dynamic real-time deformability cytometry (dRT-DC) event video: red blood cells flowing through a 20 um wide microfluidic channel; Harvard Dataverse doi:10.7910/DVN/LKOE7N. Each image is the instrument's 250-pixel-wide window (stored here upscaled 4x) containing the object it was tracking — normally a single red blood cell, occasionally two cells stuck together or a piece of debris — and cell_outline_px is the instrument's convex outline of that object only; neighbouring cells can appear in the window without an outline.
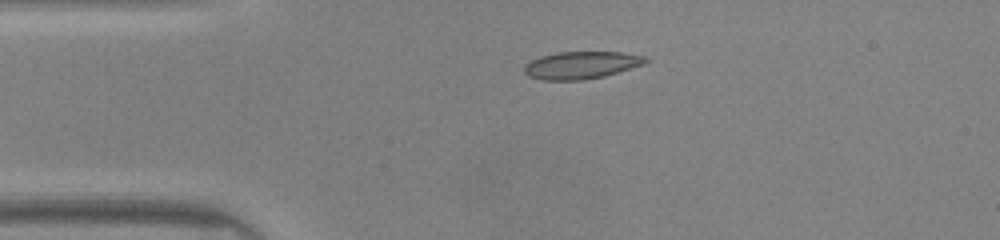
{"species": "common noctule bat (a hibernating species)", "species_latin": "Nyctalus noctula", "temperature_condition": "warm", "stored_images_in_passage": 39, "camera_frame_rate_fps": 3000, "um_per_image_px": 0.085, "animal": {"sex": "male", "body_mass_g": 20.0, "forearm_length_mm": 53.3}, "frame": {"image": 1, "passage_image": 1, "time_ms": 0.0, "image_size_px": [1000, 240], "cell_outline_px": [[652, 60], [644, 64], [604, 76], [584, 80], [540, 80], [528, 76], [524, 72], [524, 64], [540, 56], [560, 52], [624, 52], [648, 56]], "centroid_in_image_um": [49.44, 5.53], "position_along_channel_um": 35.6, "area_um2": 19.59}}
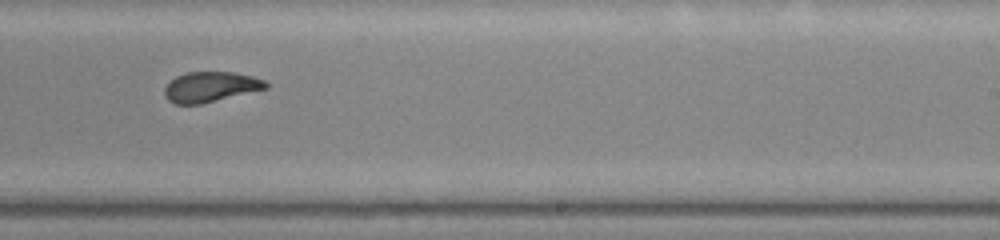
{"frame": {"image": 2, "passage_image": 20, "time_ms": 6.333, "image_size_px": [1000, 240], "cell_outline_px": [[268, 88], [200, 104], [176, 104], [168, 100], [164, 96], [164, 88], [176, 76], [184, 72], [232, 72], [252, 76], [264, 80], [268, 84]], "centroid_in_image_um": [17.87, 7.38], "position_along_channel_um": 271.1, "area_um2": 17.74}}
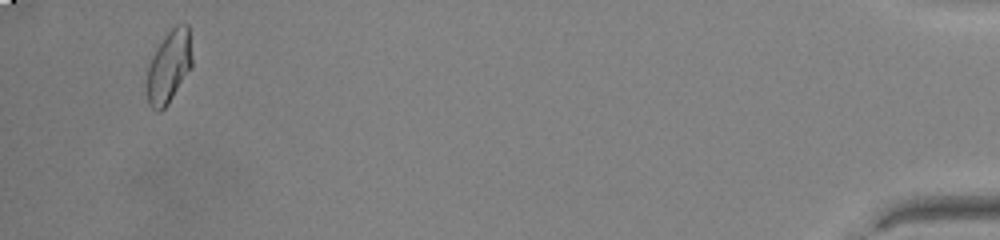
{"frame": {"image": 3, "passage_image": 37, "time_ms": 12.0, "image_size_px": [1000, 240], "cell_outline_px": [[192, 64], [168, 104], [160, 112], [156, 112], [148, 104], [144, 88], [148, 68], [152, 56], [156, 48], [164, 36], [176, 24], [188, 24], [192, 56]], "centroid_in_image_um": [14.31, 5.69], "position_along_channel_um": 420.9, "area_um2": 19.25}, "authors_computed_cell_mechanics": {"area_um2": 18.9006, "velocity_mm_per_s": 4.1765, "shape_relaxation_time_tau1_ms": 4.343, "shape_relaxation_time_tau2_ms": 0.9704, "deformation_change_tau1": 0.1793, "deformation_change_tau2": 0.0636}}